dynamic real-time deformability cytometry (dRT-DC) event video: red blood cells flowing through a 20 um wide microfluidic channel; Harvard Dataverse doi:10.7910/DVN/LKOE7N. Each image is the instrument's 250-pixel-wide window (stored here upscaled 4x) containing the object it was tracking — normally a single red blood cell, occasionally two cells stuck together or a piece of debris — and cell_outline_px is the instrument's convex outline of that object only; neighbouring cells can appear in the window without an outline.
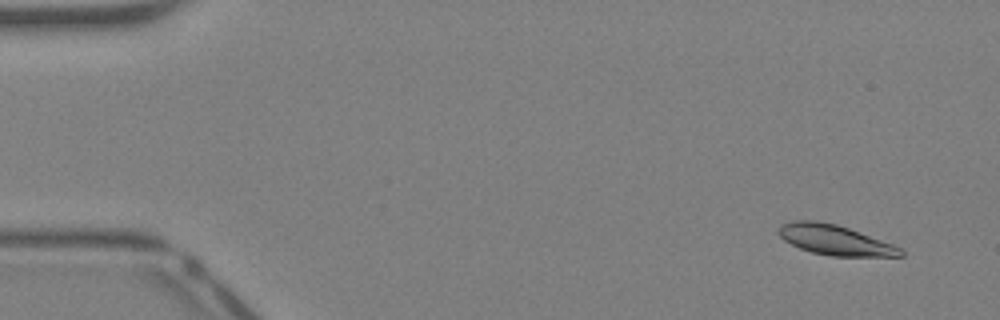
{"species": "Egyptian fruit bat (a non-hibernating species)", "species_latin": "Rousettus aegyptiacus", "temperature_condition": "warm", "stored_images_in_passage": 42, "camera_frame_rate_fps": 3000, "um_per_image_px": 0.085, "animal": {"sex": "female"}, "frame": {"image": 1, "passage_image": 3, "time_ms": 0.667, "image_size_px": [1000, 320], "cell_outline_px": [[904, 256], [832, 256], [812, 252], [800, 248], [784, 240], [776, 232], [780, 224], [792, 220], [816, 220], [836, 224], [848, 228], [892, 244], [900, 248], [904, 252]], "centroid_in_image_um": [70.91, 20.38], "position_along_channel_um": 14.1, "area_um2": 21.27}}
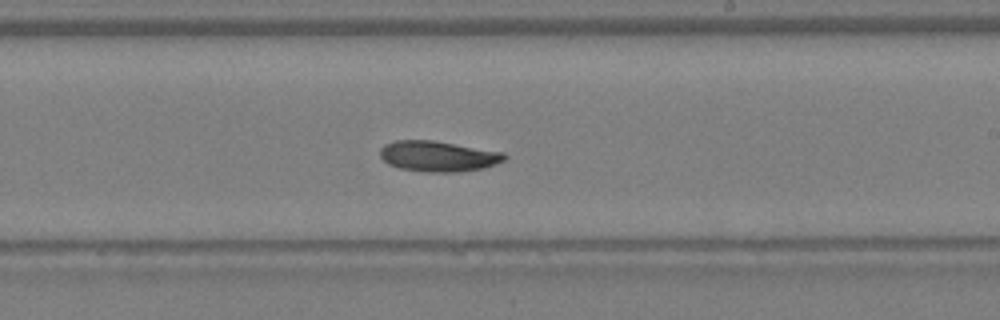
{"frame": {"image": 2, "passage_image": 25, "time_ms": 8.0, "image_size_px": [1000, 320], "cell_outline_px": [[508, 156], [504, 160], [496, 164], [484, 168], [456, 172], [424, 172], [400, 168], [388, 164], [380, 156], [380, 148], [384, 144], [396, 140], [432, 140], [504, 152]], "centroid_in_image_um": [37.24, 13.28], "position_along_channel_um": 251.8, "area_um2": 22.25}}
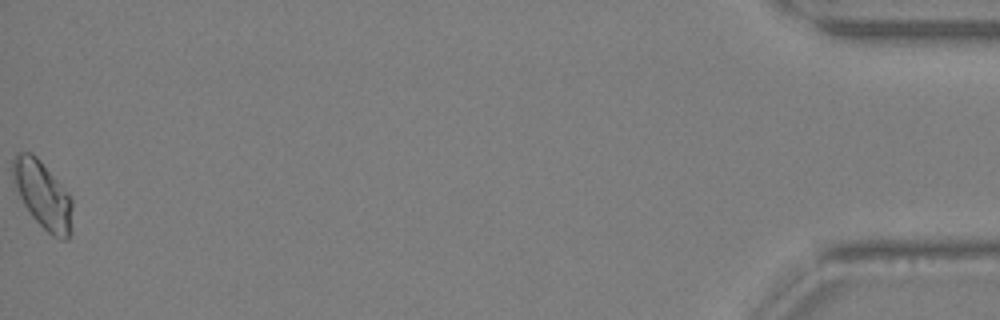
{"frame": {"image": 3, "passage_image": 42, "time_ms": 13.667, "image_size_px": [1000, 320], "cell_outline_px": [[72, 232], [68, 240], [60, 240], [52, 236], [32, 216], [24, 204], [20, 196], [12, 176], [12, 160], [16, 152], [32, 152], [40, 160], [68, 192], [72, 200]], "centroid_in_image_um": [3.66, 16.58], "position_along_channel_um": 431.5, "area_um2": 23.41}}